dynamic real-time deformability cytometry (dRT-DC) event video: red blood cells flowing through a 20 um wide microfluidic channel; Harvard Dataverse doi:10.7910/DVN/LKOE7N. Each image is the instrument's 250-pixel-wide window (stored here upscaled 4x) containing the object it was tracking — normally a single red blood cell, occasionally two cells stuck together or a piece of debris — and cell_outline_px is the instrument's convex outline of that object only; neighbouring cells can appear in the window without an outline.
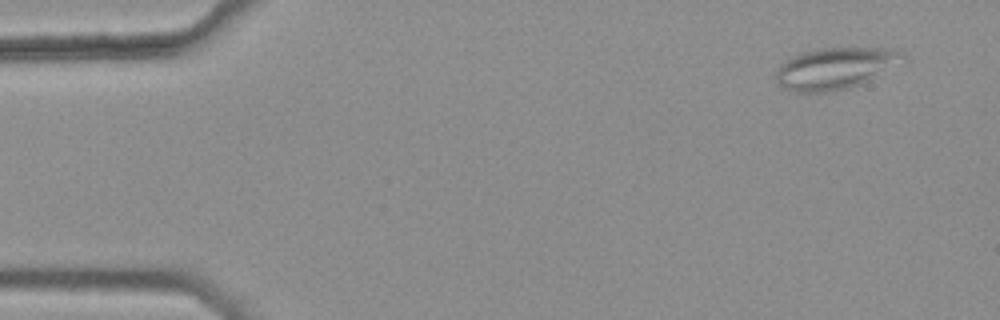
{"species": "common noctule bat (a hibernating species)", "species_latin": "Nyctalus noctula", "temperature_condition": "warm", "stored_images_in_passage": 4, "camera_frame_rate_fps": 3000, "um_per_image_px": 0.085, "animal": {"sex": "female", "body_mass_g": 25.1}, "frame": {"image": 1, "passage_image": 1, "time_ms": 0.0, "image_size_px": [1000, 320], "cell_outline_px": [[908, 60], [860, 84], [848, 88], [828, 92], [796, 92], [780, 88], [776, 80], [776, 72], [780, 64], [792, 56], [800, 52], [820, 48], [896, 48]], "centroid_in_image_um": [70.99, 5.8], "position_along_channel_um": 14.0, "area_um2": 30.98}}